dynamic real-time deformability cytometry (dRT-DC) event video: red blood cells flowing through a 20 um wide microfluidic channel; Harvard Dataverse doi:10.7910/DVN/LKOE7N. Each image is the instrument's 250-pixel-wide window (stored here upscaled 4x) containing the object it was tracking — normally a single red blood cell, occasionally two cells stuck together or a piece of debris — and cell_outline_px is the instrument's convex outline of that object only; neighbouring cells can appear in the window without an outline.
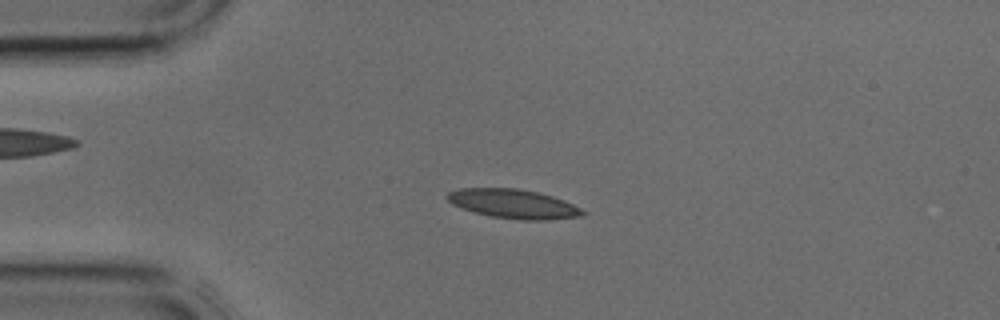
{"species": "common noctule bat (a hibernating species)", "species_latin": "Nyctalus noctula", "temperature_condition": "cold", "stored_images_in_passage": 40, "camera_frame_rate_fps": 3000, "um_per_image_px": 0.085, "animal": {"sex": "male", "body_mass_g": 17.9, "forearm_length_mm": 54.2}, "frame": {"image": 1, "passage_image": 10, "time_ms": 3.0, "image_size_px": [1000, 320], "cell_outline_px": [[588, 212], [580, 216], [540, 220], [524, 220], [492, 216], [476, 212], [452, 204], [444, 196], [448, 192], [460, 188], [516, 188], [536, 192], [552, 196], [564, 200]], "centroid_in_image_um": [43.62, 17.31], "position_along_channel_um": 41.4, "area_um2": 22.66}}
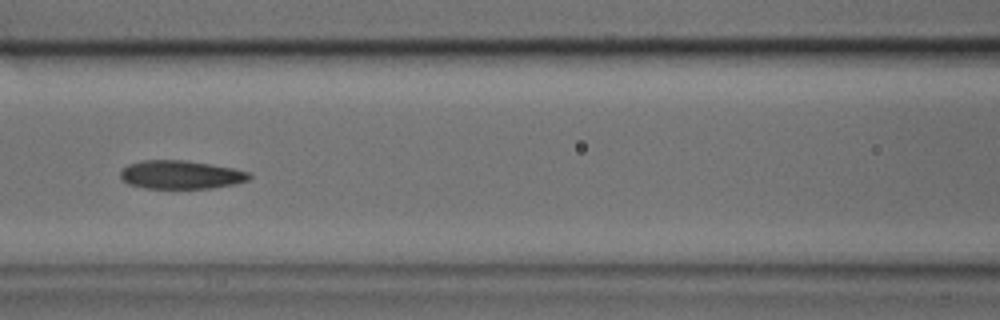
{"frame": {"image": 2, "passage_image": 18, "time_ms": 5.667, "image_size_px": [1000, 320], "cell_outline_px": [[252, 176], [248, 180], [236, 184], [212, 188], [144, 188], [128, 184], [120, 176], [120, 172], [128, 164], [144, 160], [184, 160], [212, 164], [252, 172]], "centroid_in_image_um": [15.41, 14.85], "position_along_channel_um": 151.2, "area_um2": 21.44}}
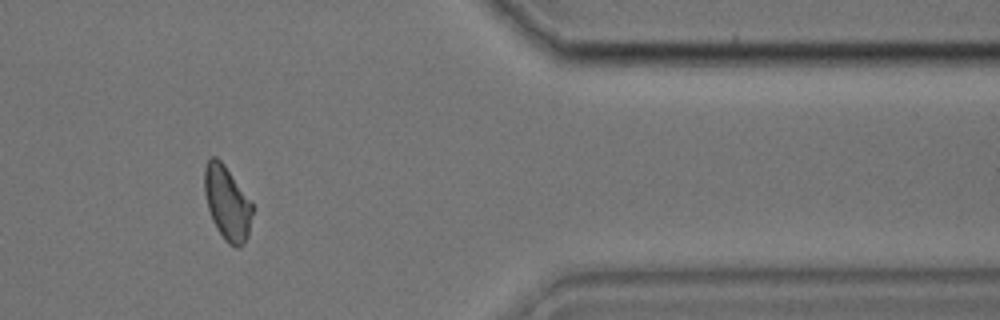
{"frame": {"image": 3, "passage_image": 34, "time_ms": 11.0, "image_size_px": [1000, 320], "cell_outline_px": [[256, 208], [248, 236], [244, 244], [240, 248], [236, 248], [228, 244], [224, 240], [216, 228], [212, 220], [208, 208], [204, 192], [204, 168], [208, 160], [212, 156], [216, 156], [224, 164]], "centroid_in_image_um": [19.34, 17.3], "position_along_channel_um": 392.1, "area_um2": 21.15}}